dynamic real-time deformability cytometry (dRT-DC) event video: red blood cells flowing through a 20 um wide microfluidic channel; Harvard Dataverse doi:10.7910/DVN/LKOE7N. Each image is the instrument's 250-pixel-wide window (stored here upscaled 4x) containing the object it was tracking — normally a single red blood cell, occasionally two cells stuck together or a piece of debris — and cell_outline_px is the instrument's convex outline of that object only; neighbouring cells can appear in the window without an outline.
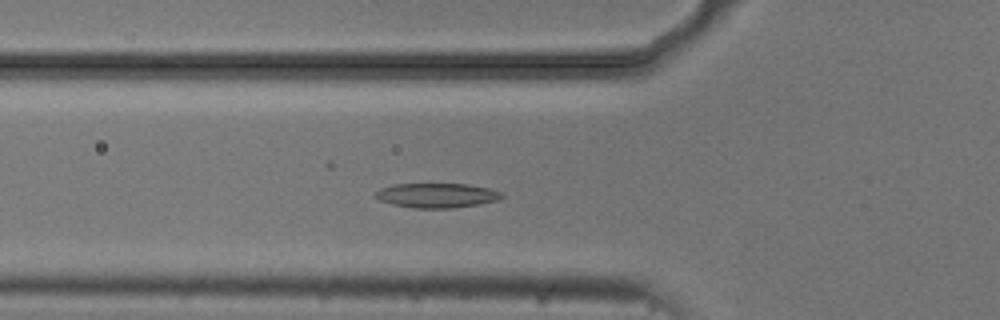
{"species": "common noctule bat (a hibernating species)", "species_latin": "Nyctalus noctula", "temperature_condition": "cold", "stored_images_in_passage": 45, "camera_frame_rate_fps": 3000, "um_per_image_px": 0.085, "animal": {"sex": "male", "body_mass_g": 20.5, "forearm_length_mm": 52.5}, "frame": {"image": 1, "passage_image": 10, "time_ms": 3.0, "image_size_px": [1000, 320], "cell_outline_px": [[504, 196], [496, 200], [476, 204], [452, 208], [416, 208], [392, 204], [380, 200], [376, 196], [376, 192], [380, 188], [396, 184], [468, 184], [488, 188], [500, 192]], "centroid_in_image_um": [37.11, 16.6], "position_along_channel_um": 88.7, "area_um2": 17.74}}
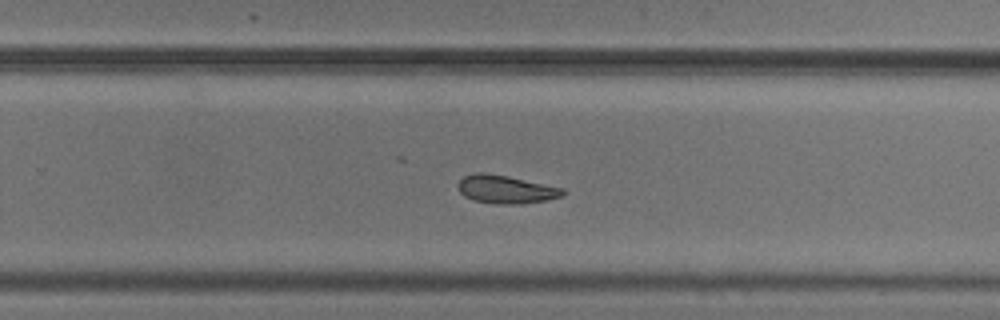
{"frame": {"image": 2, "passage_image": 26, "time_ms": 8.333, "image_size_px": [1000, 320], "cell_outline_px": [[564, 196], [544, 200], [520, 204], [496, 204], [472, 200], [464, 196], [456, 188], [456, 184], [464, 176], [476, 172], [484, 172], [508, 176], [564, 188]], "centroid_in_image_um": [42.95, 16.09], "position_along_channel_um": 286.9, "area_um2": 17.34}}
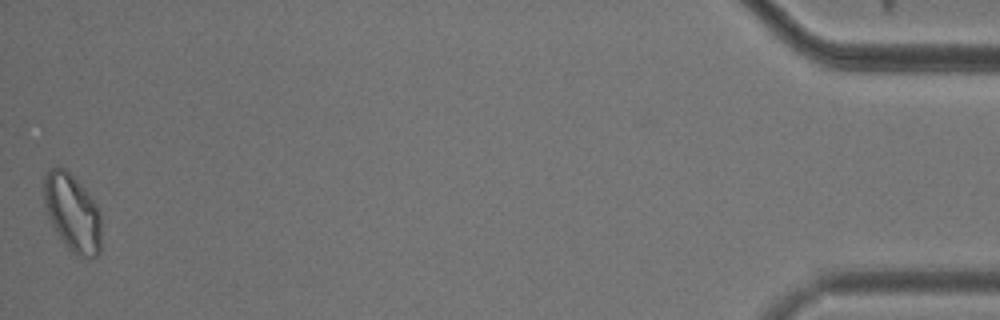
{"frame": {"image": 3, "passage_image": 45, "time_ms": 14.667, "image_size_px": [1000, 320], "cell_outline_px": [[100, 252], [96, 256], [76, 256], [68, 248], [56, 232], [48, 216], [44, 204], [44, 176], [48, 168], [64, 168], [88, 192], [96, 204], [100, 212]], "centroid_in_image_um": [6.14, 18.08], "position_along_channel_um": 429.1, "area_um2": 25.66}}